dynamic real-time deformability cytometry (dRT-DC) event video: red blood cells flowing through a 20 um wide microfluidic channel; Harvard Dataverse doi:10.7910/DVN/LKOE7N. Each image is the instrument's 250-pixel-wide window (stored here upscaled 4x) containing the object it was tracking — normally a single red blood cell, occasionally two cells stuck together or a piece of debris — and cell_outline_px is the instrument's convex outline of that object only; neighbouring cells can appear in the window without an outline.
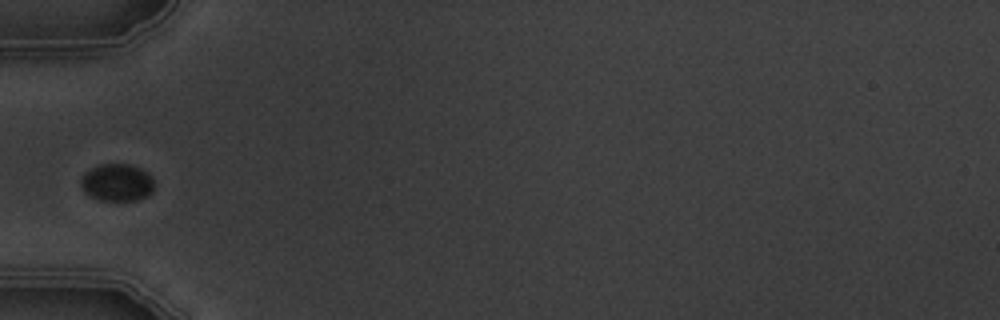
{"species": "common noctule bat (a hibernating species)", "species_latin": "Nyctalus noctula", "temperature_condition": "warm", "stored_images_in_passage": 5, "camera_frame_rate_fps": 3000, "um_per_image_px": 0.085, "animal": {"sex": "male", "body_mass_g": 19.5, "forearm_length_mm": 54.6}, "frame": {"image": 1, "passage_image": 5, "time_ms": 4.667, "image_size_px": [1000, 320], "cell_outline_px": [[152, 192], [148, 196], [136, 200], [100, 200], [84, 192], [80, 184], [80, 180], [84, 172], [100, 164], [128, 164], [140, 168], [148, 172], [152, 176]], "centroid_in_image_um": [9.94, 15.5], "position_along_channel_um": 75.1, "area_um2": 15.95}}